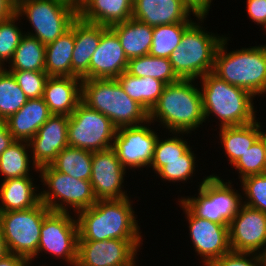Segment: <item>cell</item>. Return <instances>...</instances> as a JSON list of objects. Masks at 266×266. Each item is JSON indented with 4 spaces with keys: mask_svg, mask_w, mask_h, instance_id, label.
I'll list each match as a JSON object with an SVG mask.
<instances>
[{
    "mask_svg": "<svg viewBox=\"0 0 266 266\" xmlns=\"http://www.w3.org/2000/svg\"><path fill=\"white\" fill-rule=\"evenodd\" d=\"M110 28L119 38L128 60L148 55L153 40V26L131 18Z\"/></svg>",
    "mask_w": 266,
    "mask_h": 266,
    "instance_id": "cell-27",
    "label": "cell"
},
{
    "mask_svg": "<svg viewBox=\"0 0 266 266\" xmlns=\"http://www.w3.org/2000/svg\"><path fill=\"white\" fill-rule=\"evenodd\" d=\"M127 72L136 77H153L166 85L179 80L168 58L150 55L129 59Z\"/></svg>",
    "mask_w": 266,
    "mask_h": 266,
    "instance_id": "cell-33",
    "label": "cell"
},
{
    "mask_svg": "<svg viewBox=\"0 0 266 266\" xmlns=\"http://www.w3.org/2000/svg\"><path fill=\"white\" fill-rule=\"evenodd\" d=\"M126 172L112 148L93 152L90 182L97 200L129 197L123 184Z\"/></svg>",
    "mask_w": 266,
    "mask_h": 266,
    "instance_id": "cell-17",
    "label": "cell"
},
{
    "mask_svg": "<svg viewBox=\"0 0 266 266\" xmlns=\"http://www.w3.org/2000/svg\"><path fill=\"white\" fill-rule=\"evenodd\" d=\"M75 46V21L71 28L46 45L45 72L49 77H72V54Z\"/></svg>",
    "mask_w": 266,
    "mask_h": 266,
    "instance_id": "cell-28",
    "label": "cell"
},
{
    "mask_svg": "<svg viewBox=\"0 0 266 266\" xmlns=\"http://www.w3.org/2000/svg\"><path fill=\"white\" fill-rule=\"evenodd\" d=\"M116 132L108 117L81 101L69 116L68 146L90 152L107 150L112 148Z\"/></svg>",
    "mask_w": 266,
    "mask_h": 266,
    "instance_id": "cell-11",
    "label": "cell"
},
{
    "mask_svg": "<svg viewBox=\"0 0 266 266\" xmlns=\"http://www.w3.org/2000/svg\"><path fill=\"white\" fill-rule=\"evenodd\" d=\"M231 38L224 35L214 57L212 73L227 83L249 91L254 97L266 94V44L228 51Z\"/></svg>",
    "mask_w": 266,
    "mask_h": 266,
    "instance_id": "cell-3",
    "label": "cell"
},
{
    "mask_svg": "<svg viewBox=\"0 0 266 266\" xmlns=\"http://www.w3.org/2000/svg\"><path fill=\"white\" fill-rule=\"evenodd\" d=\"M29 153L30 147L27 141L15 140L0 155V173L2 177L4 176L2 179L33 177L30 175L32 168L38 173L39 167L35 165Z\"/></svg>",
    "mask_w": 266,
    "mask_h": 266,
    "instance_id": "cell-29",
    "label": "cell"
},
{
    "mask_svg": "<svg viewBox=\"0 0 266 266\" xmlns=\"http://www.w3.org/2000/svg\"><path fill=\"white\" fill-rule=\"evenodd\" d=\"M16 7L9 0H0V22L16 14Z\"/></svg>",
    "mask_w": 266,
    "mask_h": 266,
    "instance_id": "cell-47",
    "label": "cell"
},
{
    "mask_svg": "<svg viewBox=\"0 0 266 266\" xmlns=\"http://www.w3.org/2000/svg\"><path fill=\"white\" fill-rule=\"evenodd\" d=\"M237 170L239 179L266 173L265 131L255 143L238 159L232 168Z\"/></svg>",
    "mask_w": 266,
    "mask_h": 266,
    "instance_id": "cell-36",
    "label": "cell"
},
{
    "mask_svg": "<svg viewBox=\"0 0 266 266\" xmlns=\"http://www.w3.org/2000/svg\"><path fill=\"white\" fill-rule=\"evenodd\" d=\"M187 134L189 133L172 132L170 138L166 137V139H161L160 136L158 137L154 148L153 159L149 166V168L152 167L154 173L162 167V160L182 159V155L190 148L187 140L184 139V135Z\"/></svg>",
    "mask_w": 266,
    "mask_h": 266,
    "instance_id": "cell-38",
    "label": "cell"
},
{
    "mask_svg": "<svg viewBox=\"0 0 266 266\" xmlns=\"http://www.w3.org/2000/svg\"><path fill=\"white\" fill-rule=\"evenodd\" d=\"M200 81L205 122L209 123L210 115L219 120V128L257 120L255 97L249 91L221 80L212 72L202 76Z\"/></svg>",
    "mask_w": 266,
    "mask_h": 266,
    "instance_id": "cell-4",
    "label": "cell"
},
{
    "mask_svg": "<svg viewBox=\"0 0 266 266\" xmlns=\"http://www.w3.org/2000/svg\"><path fill=\"white\" fill-rule=\"evenodd\" d=\"M16 14L26 17L34 30L25 34L47 45L71 28L78 9L63 0H26L17 7Z\"/></svg>",
    "mask_w": 266,
    "mask_h": 266,
    "instance_id": "cell-9",
    "label": "cell"
},
{
    "mask_svg": "<svg viewBox=\"0 0 266 266\" xmlns=\"http://www.w3.org/2000/svg\"><path fill=\"white\" fill-rule=\"evenodd\" d=\"M195 17H207L213 0H182Z\"/></svg>",
    "mask_w": 266,
    "mask_h": 266,
    "instance_id": "cell-44",
    "label": "cell"
},
{
    "mask_svg": "<svg viewBox=\"0 0 266 266\" xmlns=\"http://www.w3.org/2000/svg\"><path fill=\"white\" fill-rule=\"evenodd\" d=\"M133 0H84L78 8L83 21L110 27L132 18Z\"/></svg>",
    "mask_w": 266,
    "mask_h": 266,
    "instance_id": "cell-25",
    "label": "cell"
},
{
    "mask_svg": "<svg viewBox=\"0 0 266 266\" xmlns=\"http://www.w3.org/2000/svg\"><path fill=\"white\" fill-rule=\"evenodd\" d=\"M92 158L93 152L68 146L57 155L51 166L56 171L68 174L72 178L90 180Z\"/></svg>",
    "mask_w": 266,
    "mask_h": 266,
    "instance_id": "cell-32",
    "label": "cell"
},
{
    "mask_svg": "<svg viewBox=\"0 0 266 266\" xmlns=\"http://www.w3.org/2000/svg\"><path fill=\"white\" fill-rule=\"evenodd\" d=\"M128 62L119 38L107 27L90 60V79H116L127 71Z\"/></svg>",
    "mask_w": 266,
    "mask_h": 266,
    "instance_id": "cell-19",
    "label": "cell"
},
{
    "mask_svg": "<svg viewBox=\"0 0 266 266\" xmlns=\"http://www.w3.org/2000/svg\"><path fill=\"white\" fill-rule=\"evenodd\" d=\"M204 20L196 17L168 58L179 79L198 80L213 70L215 53L224 35L207 31Z\"/></svg>",
    "mask_w": 266,
    "mask_h": 266,
    "instance_id": "cell-6",
    "label": "cell"
},
{
    "mask_svg": "<svg viewBox=\"0 0 266 266\" xmlns=\"http://www.w3.org/2000/svg\"><path fill=\"white\" fill-rule=\"evenodd\" d=\"M258 121L257 118L253 123L219 128V143L223 146L225 157L227 155V161L231 165L240 159L265 131L262 123Z\"/></svg>",
    "mask_w": 266,
    "mask_h": 266,
    "instance_id": "cell-26",
    "label": "cell"
},
{
    "mask_svg": "<svg viewBox=\"0 0 266 266\" xmlns=\"http://www.w3.org/2000/svg\"><path fill=\"white\" fill-rule=\"evenodd\" d=\"M229 241L233 252L256 253L266 251V214L243 205L229 223Z\"/></svg>",
    "mask_w": 266,
    "mask_h": 266,
    "instance_id": "cell-16",
    "label": "cell"
},
{
    "mask_svg": "<svg viewBox=\"0 0 266 266\" xmlns=\"http://www.w3.org/2000/svg\"><path fill=\"white\" fill-rule=\"evenodd\" d=\"M82 102L108 117L117 129L149 120V112L130 98L116 79L82 80Z\"/></svg>",
    "mask_w": 266,
    "mask_h": 266,
    "instance_id": "cell-5",
    "label": "cell"
},
{
    "mask_svg": "<svg viewBox=\"0 0 266 266\" xmlns=\"http://www.w3.org/2000/svg\"><path fill=\"white\" fill-rule=\"evenodd\" d=\"M125 93L142 105L148 112L157 103L165 83L153 77H136L123 72L116 78Z\"/></svg>",
    "mask_w": 266,
    "mask_h": 266,
    "instance_id": "cell-30",
    "label": "cell"
},
{
    "mask_svg": "<svg viewBox=\"0 0 266 266\" xmlns=\"http://www.w3.org/2000/svg\"><path fill=\"white\" fill-rule=\"evenodd\" d=\"M69 116L51 115L28 142L33 162L39 168L51 163L68 147Z\"/></svg>",
    "mask_w": 266,
    "mask_h": 266,
    "instance_id": "cell-18",
    "label": "cell"
},
{
    "mask_svg": "<svg viewBox=\"0 0 266 266\" xmlns=\"http://www.w3.org/2000/svg\"><path fill=\"white\" fill-rule=\"evenodd\" d=\"M133 200H97L76 214L78 241H103L108 239L143 240L135 215Z\"/></svg>",
    "mask_w": 266,
    "mask_h": 266,
    "instance_id": "cell-1",
    "label": "cell"
},
{
    "mask_svg": "<svg viewBox=\"0 0 266 266\" xmlns=\"http://www.w3.org/2000/svg\"><path fill=\"white\" fill-rule=\"evenodd\" d=\"M71 5H73L75 8H79L84 0H63Z\"/></svg>",
    "mask_w": 266,
    "mask_h": 266,
    "instance_id": "cell-49",
    "label": "cell"
},
{
    "mask_svg": "<svg viewBox=\"0 0 266 266\" xmlns=\"http://www.w3.org/2000/svg\"><path fill=\"white\" fill-rule=\"evenodd\" d=\"M182 0H133L132 18L149 26L194 22Z\"/></svg>",
    "mask_w": 266,
    "mask_h": 266,
    "instance_id": "cell-20",
    "label": "cell"
},
{
    "mask_svg": "<svg viewBox=\"0 0 266 266\" xmlns=\"http://www.w3.org/2000/svg\"><path fill=\"white\" fill-rule=\"evenodd\" d=\"M263 257H264L265 262H266V251H265V253L263 254Z\"/></svg>",
    "mask_w": 266,
    "mask_h": 266,
    "instance_id": "cell-51",
    "label": "cell"
},
{
    "mask_svg": "<svg viewBox=\"0 0 266 266\" xmlns=\"http://www.w3.org/2000/svg\"><path fill=\"white\" fill-rule=\"evenodd\" d=\"M210 266H266V262L261 254L231 251Z\"/></svg>",
    "mask_w": 266,
    "mask_h": 266,
    "instance_id": "cell-42",
    "label": "cell"
},
{
    "mask_svg": "<svg viewBox=\"0 0 266 266\" xmlns=\"http://www.w3.org/2000/svg\"><path fill=\"white\" fill-rule=\"evenodd\" d=\"M196 158V154L190 147L182 155V159L162 160V167L156 172V176L159 175L162 180L164 179L163 181L186 183L194 178L195 168L198 167Z\"/></svg>",
    "mask_w": 266,
    "mask_h": 266,
    "instance_id": "cell-37",
    "label": "cell"
},
{
    "mask_svg": "<svg viewBox=\"0 0 266 266\" xmlns=\"http://www.w3.org/2000/svg\"><path fill=\"white\" fill-rule=\"evenodd\" d=\"M265 145H266V129H265Z\"/></svg>",
    "mask_w": 266,
    "mask_h": 266,
    "instance_id": "cell-52",
    "label": "cell"
},
{
    "mask_svg": "<svg viewBox=\"0 0 266 266\" xmlns=\"http://www.w3.org/2000/svg\"><path fill=\"white\" fill-rule=\"evenodd\" d=\"M247 13L255 24L260 25L266 34V0H247Z\"/></svg>",
    "mask_w": 266,
    "mask_h": 266,
    "instance_id": "cell-43",
    "label": "cell"
},
{
    "mask_svg": "<svg viewBox=\"0 0 266 266\" xmlns=\"http://www.w3.org/2000/svg\"><path fill=\"white\" fill-rule=\"evenodd\" d=\"M10 72L28 99L43 97L45 84L49 78L46 72L25 70Z\"/></svg>",
    "mask_w": 266,
    "mask_h": 266,
    "instance_id": "cell-41",
    "label": "cell"
},
{
    "mask_svg": "<svg viewBox=\"0 0 266 266\" xmlns=\"http://www.w3.org/2000/svg\"><path fill=\"white\" fill-rule=\"evenodd\" d=\"M0 266H30V264L24 257L9 253L0 260Z\"/></svg>",
    "mask_w": 266,
    "mask_h": 266,
    "instance_id": "cell-46",
    "label": "cell"
},
{
    "mask_svg": "<svg viewBox=\"0 0 266 266\" xmlns=\"http://www.w3.org/2000/svg\"><path fill=\"white\" fill-rule=\"evenodd\" d=\"M107 26L75 20V46L72 54V77L90 79V60Z\"/></svg>",
    "mask_w": 266,
    "mask_h": 266,
    "instance_id": "cell-22",
    "label": "cell"
},
{
    "mask_svg": "<svg viewBox=\"0 0 266 266\" xmlns=\"http://www.w3.org/2000/svg\"><path fill=\"white\" fill-rule=\"evenodd\" d=\"M16 8L26 0H9Z\"/></svg>",
    "mask_w": 266,
    "mask_h": 266,
    "instance_id": "cell-50",
    "label": "cell"
},
{
    "mask_svg": "<svg viewBox=\"0 0 266 266\" xmlns=\"http://www.w3.org/2000/svg\"><path fill=\"white\" fill-rule=\"evenodd\" d=\"M240 182L244 205L266 214V173L245 177Z\"/></svg>",
    "mask_w": 266,
    "mask_h": 266,
    "instance_id": "cell-40",
    "label": "cell"
},
{
    "mask_svg": "<svg viewBox=\"0 0 266 266\" xmlns=\"http://www.w3.org/2000/svg\"><path fill=\"white\" fill-rule=\"evenodd\" d=\"M45 49L46 45L36 37L24 34L11 62L5 68L8 66L10 68L8 71L45 72Z\"/></svg>",
    "mask_w": 266,
    "mask_h": 266,
    "instance_id": "cell-31",
    "label": "cell"
},
{
    "mask_svg": "<svg viewBox=\"0 0 266 266\" xmlns=\"http://www.w3.org/2000/svg\"><path fill=\"white\" fill-rule=\"evenodd\" d=\"M33 177H21L0 182V213L26 210L41 203L40 186ZM36 185V186H35ZM39 192V193H38Z\"/></svg>",
    "mask_w": 266,
    "mask_h": 266,
    "instance_id": "cell-24",
    "label": "cell"
},
{
    "mask_svg": "<svg viewBox=\"0 0 266 266\" xmlns=\"http://www.w3.org/2000/svg\"><path fill=\"white\" fill-rule=\"evenodd\" d=\"M9 254V250L0 225V260Z\"/></svg>",
    "mask_w": 266,
    "mask_h": 266,
    "instance_id": "cell-48",
    "label": "cell"
},
{
    "mask_svg": "<svg viewBox=\"0 0 266 266\" xmlns=\"http://www.w3.org/2000/svg\"><path fill=\"white\" fill-rule=\"evenodd\" d=\"M188 221L190 241L193 250L200 256L203 266H210L216 259L231 252L229 227L194 216L178 201Z\"/></svg>",
    "mask_w": 266,
    "mask_h": 266,
    "instance_id": "cell-15",
    "label": "cell"
},
{
    "mask_svg": "<svg viewBox=\"0 0 266 266\" xmlns=\"http://www.w3.org/2000/svg\"><path fill=\"white\" fill-rule=\"evenodd\" d=\"M19 19L23 18L15 14L10 19L0 22V66L3 68L11 62L15 50L25 34V31L17 26L16 22Z\"/></svg>",
    "mask_w": 266,
    "mask_h": 266,
    "instance_id": "cell-39",
    "label": "cell"
},
{
    "mask_svg": "<svg viewBox=\"0 0 266 266\" xmlns=\"http://www.w3.org/2000/svg\"><path fill=\"white\" fill-rule=\"evenodd\" d=\"M51 210L42 202L35 207L0 213V225L10 254L32 264L37 255L44 217Z\"/></svg>",
    "mask_w": 266,
    "mask_h": 266,
    "instance_id": "cell-10",
    "label": "cell"
},
{
    "mask_svg": "<svg viewBox=\"0 0 266 266\" xmlns=\"http://www.w3.org/2000/svg\"><path fill=\"white\" fill-rule=\"evenodd\" d=\"M28 101L12 73L7 68L0 71V119L7 120Z\"/></svg>",
    "mask_w": 266,
    "mask_h": 266,
    "instance_id": "cell-35",
    "label": "cell"
},
{
    "mask_svg": "<svg viewBox=\"0 0 266 266\" xmlns=\"http://www.w3.org/2000/svg\"><path fill=\"white\" fill-rule=\"evenodd\" d=\"M217 175L213 173L204 176L200 184L197 185V195L181 196L178 201L194 216L229 226L244 205V200L240 191L233 187L231 180L224 182Z\"/></svg>",
    "mask_w": 266,
    "mask_h": 266,
    "instance_id": "cell-7",
    "label": "cell"
},
{
    "mask_svg": "<svg viewBox=\"0 0 266 266\" xmlns=\"http://www.w3.org/2000/svg\"><path fill=\"white\" fill-rule=\"evenodd\" d=\"M151 124L152 122L148 120L141 125L117 129L112 149L126 170L134 171L137 168L141 170L143 167L148 169L150 166L159 136Z\"/></svg>",
    "mask_w": 266,
    "mask_h": 266,
    "instance_id": "cell-13",
    "label": "cell"
},
{
    "mask_svg": "<svg viewBox=\"0 0 266 266\" xmlns=\"http://www.w3.org/2000/svg\"><path fill=\"white\" fill-rule=\"evenodd\" d=\"M39 173L41 185L46 187L40 189L41 202L51 211L72 213V209L77 214L97 202L90 180L72 178L51 165L40 167Z\"/></svg>",
    "mask_w": 266,
    "mask_h": 266,
    "instance_id": "cell-8",
    "label": "cell"
},
{
    "mask_svg": "<svg viewBox=\"0 0 266 266\" xmlns=\"http://www.w3.org/2000/svg\"><path fill=\"white\" fill-rule=\"evenodd\" d=\"M196 82L179 79L165 85L157 103L149 111V121L159 122V126L169 131L168 134L195 132L205 123L201 90Z\"/></svg>",
    "mask_w": 266,
    "mask_h": 266,
    "instance_id": "cell-2",
    "label": "cell"
},
{
    "mask_svg": "<svg viewBox=\"0 0 266 266\" xmlns=\"http://www.w3.org/2000/svg\"><path fill=\"white\" fill-rule=\"evenodd\" d=\"M6 120L0 119V155L14 142Z\"/></svg>",
    "mask_w": 266,
    "mask_h": 266,
    "instance_id": "cell-45",
    "label": "cell"
},
{
    "mask_svg": "<svg viewBox=\"0 0 266 266\" xmlns=\"http://www.w3.org/2000/svg\"><path fill=\"white\" fill-rule=\"evenodd\" d=\"M50 211L43 220L37 255L50 254L65 260L67 266H76L78 250V223L76 214ZM75 217V218H74ZM69 264V265H68Z\"/></svg>",
    "mask_w": 266,
    "mask_h": 266,
    "instance_id": "cell-12",
    "label": "cell"
},
{
    "mask_svg": "<svg viewBox=\"0 0 266 266\" xmlns=\"http://www.w3.org/2000/svg\"><path fill=\"white\" fill-rule=\"evenodd\" d=\"M193 22L173 23L153 27V40L148 55L159 58H169L179 46L184 31Z\"/></svg>",
    "mask_w": 266,
    "mask_h": 266,
    "instance_id": "cell-34",
    "label": "cell"
},
{
    "mask_svg": "<svg viewBox=\"0 0 266 266\" xmlns=\"http://www.w3.org/2000/svg\"><path fill=\"white\" fill-rule=\"evenodd\" d=\"M143 240L78 241L76 266H138Z\"/></svg>",
    "mask_w": 266,
    "mask_h": 266,
    "instance_id": "cell-14",
    "label": "cell"
},
{
    "mask_svg": "<svg viewBox=\"0 0 266 266\" xmlns=\"http://www.w3.org/2000/svg\"><path fill=\"white\" fill-rule=\"evenodd\" d=\"M51 115L43 98L28 99L19 111L6 120V123L14 140L29 142Z\"/></svg>",
    "mask_w": 266,
    "mask_h": 266,
    "instance_id": "cell-23",
    "label": "cell"
},
{
    "mask_svg": "<svg viewBox=\"0 0 266 266\" xmlns=\"http://www.w3.org/2000/svg\"><path fill=\"white\" fill-rule=\"evenodd\" d=\"M52 115L70 116L82 101V79L78 77H49L43 97Z\"/></svg>",
    "mask_w": 266,
    "mask_h": 266,
    "instance_id": "cell-21",
    "label": "cell"
}]
</instances>
